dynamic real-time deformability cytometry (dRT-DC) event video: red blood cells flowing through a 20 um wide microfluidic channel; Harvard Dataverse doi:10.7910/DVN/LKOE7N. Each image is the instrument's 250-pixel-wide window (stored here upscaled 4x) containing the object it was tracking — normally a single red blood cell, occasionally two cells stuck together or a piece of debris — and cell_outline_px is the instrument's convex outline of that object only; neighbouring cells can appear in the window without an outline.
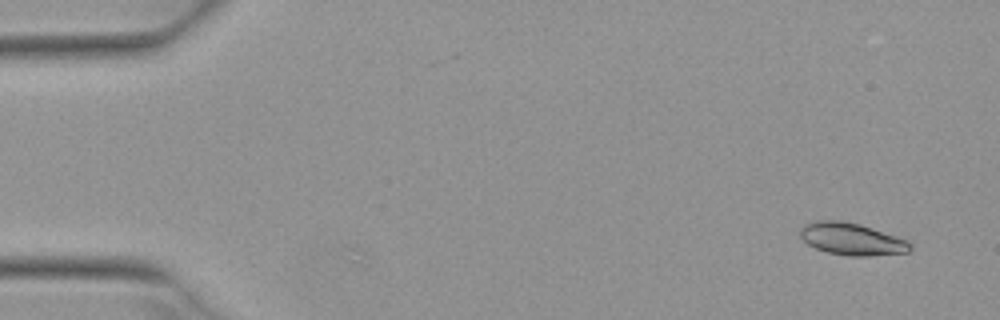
{"species": "Egyptian fruit bat (a non-hibernating species)", "species_latin": "Rousettus aegyptiacus", "temperature_condition": "warm", "stored_images_in_passage": 5, "camera_frame_rate_fps": 3000, "um_per_image_px": 0.085, "animal": {"sex": "female"}, "frame": {"image": 1, "passage_image": 1, "time_ms": 0.0, "image_size_px": [1000, 320], "cell_outline_px": [[912, 248], [908, 252], [872, 256], [848, 256], [828, 252], [816, 248], [808, 244], [800, 236], [800, 228], [804, 224], [816, 220], [840, 220], [860, 224], [908, 240], [912, 244]], "centroid_in_image_um": [72.4, 20.31], "position_along_channel_um": 12.6, "area_um2": 20.69}}